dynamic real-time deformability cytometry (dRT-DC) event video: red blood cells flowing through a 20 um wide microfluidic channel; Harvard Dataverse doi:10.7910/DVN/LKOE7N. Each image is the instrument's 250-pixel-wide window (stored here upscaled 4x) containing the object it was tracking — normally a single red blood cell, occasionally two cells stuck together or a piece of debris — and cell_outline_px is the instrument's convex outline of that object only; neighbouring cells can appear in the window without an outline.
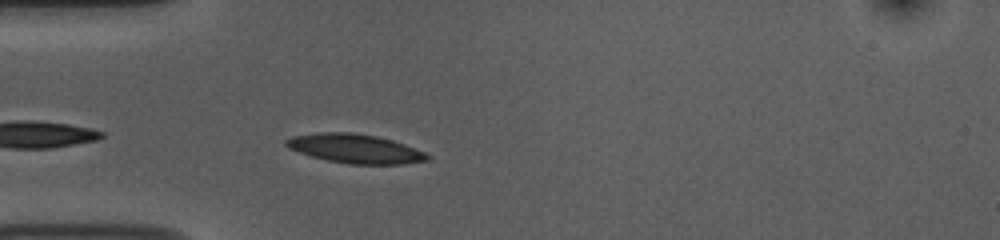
{"species": "common noctule bat (a hibernating species)", "species_latin": "Nyctalus noctula", "temperature_condition": "room temperature", "stored_images_in_passage": 40, "camera_frame_rate_fps": 3000, "um_per_image_px": 0.085, "animal": {"sex": "female", "body_mass_g": 10.0, "forearm_length_mm": 53.1}, "frame": {"image": 1, "passage_image": 3, "time_ms": 0.667, "image_size_px": [1000, 240], "cell_outline_px": [[432, 156], [428, 160], [404, 164], [348, 164], [328, 160], [312, 156], [288, 148], [284, 144], [284, 140], [292, 136], [320, 132], [352, 132], [376, 136], [392, 140], [404, 144], [424, 152]], "centroid_in_image_um": [30.18, 12.63], "position_along_channel_um": 54.8, "area_um2": 23.87}}
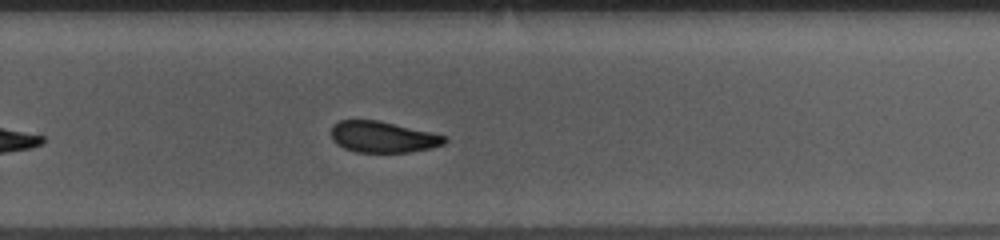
{"frame": {"image": 2, "passage_image": 23, "time_ms": 7.333, "image_size_px": [1000, 240], "cell_outline_px": [[448, 140], [444, 144], [432, 148], [408, 152], [356, 152], [344, 148], [336, 144], [332, 140], [332, 124], [340, 120], [380, 120], [448, 136]], "centroid_in_image_um": [32.56, 11.64], "position_along_channel_um": 297.2, "area_um2": 20.81}}
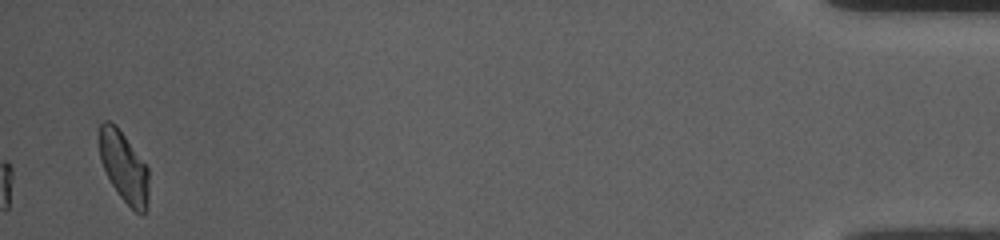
{"frame": {"image": 3, "passage_image": 40, "time_ms": 13.0, "image_size_px": [1000, 240], "cell_outline_px": [[148, 200], [144, 216], [140, 216], [120, 196], [112, 184], [100, 160], [100, 124], [104, 120], [108, 120], [116, 124], [148, 168]], "centroid_in_image_um": [10.55, 14.2], "position_along_channel_um": 424.7, "area_um2": 20.11}, "authors_computed_cell_mechanics": {"area_um2": 21.6461, "velocity_mm_per_s": 3.7257, "shape_relaxation_time_tau1_ms": 3.211, "shape_relaxation_time_tau2_ms": 6.0315, "deformation_change_tau1": 0.0951, "deformation_change_tau2": 0.1013}}